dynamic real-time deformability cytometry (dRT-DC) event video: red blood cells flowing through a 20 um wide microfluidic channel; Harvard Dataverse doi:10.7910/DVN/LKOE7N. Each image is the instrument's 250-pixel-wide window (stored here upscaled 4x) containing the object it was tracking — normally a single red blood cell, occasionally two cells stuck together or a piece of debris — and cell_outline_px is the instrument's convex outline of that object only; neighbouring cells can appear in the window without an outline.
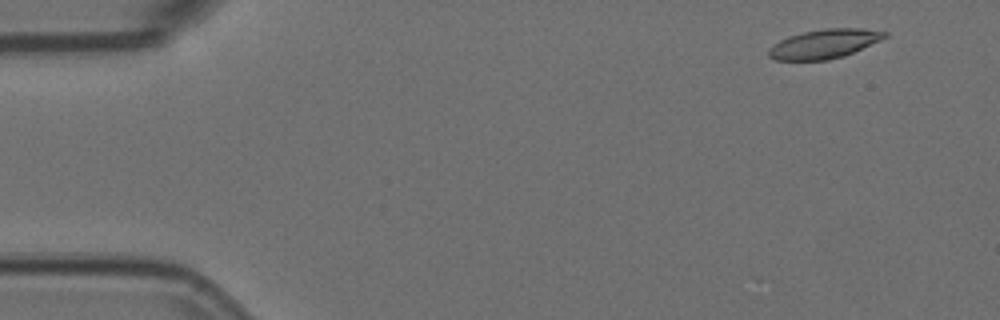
{"species": "Egyptian fruit bat (a non-hibernating species)", "species_latin": "Rousettus aegyptiacus", "temperature_condition": "room temperature", "stored_images_in_passage": 3, "camera_frame_rate_fps": 3000, "um_per_image_px": 0.085, "animal": {"sex": "female"}, "frame": {"image": 1, "passage_image": 1, "time_ms": 0.0, "image_size_px": [1000, 320], "cell_outline_px": [[888, 36], [880, 40], [844, 56], [828, 60], [776, 60], [768, 56], [768, 48], [780, 40], [788, 36], [804, 32], [824, 28], [860, 28], [888, 32]], "centroid_in_image_um": [70.05, 3.72], "position_along_channel_um": 15.0, "area_um2": 19.65}}